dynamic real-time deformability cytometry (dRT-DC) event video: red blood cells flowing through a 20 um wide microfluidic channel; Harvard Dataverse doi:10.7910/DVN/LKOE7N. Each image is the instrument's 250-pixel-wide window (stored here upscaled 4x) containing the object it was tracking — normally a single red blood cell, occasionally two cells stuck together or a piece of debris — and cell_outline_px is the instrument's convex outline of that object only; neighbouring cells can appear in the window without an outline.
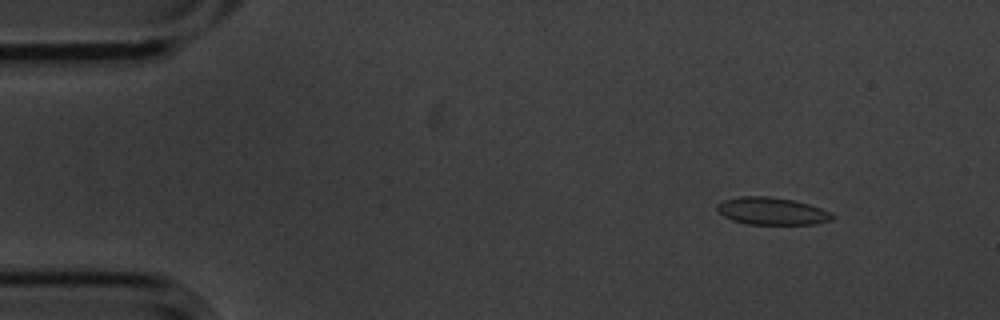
{"species": "common noctule bat (a hibernating species)", "species_latin": "Nyctalus noctula", "temperature_condition": "cold", "stored_images_in_passage": 5, "camera_frame_rate_fps": 3000, "um_per_image_px": 0.085, "animal": {"sex": "male", "body_mass_g": 20.1, "forearm_length_mm": 53.5}, "frame": {"image": 1, "passage_image": 2, "time_ms": 0.333, "image_size_px": [1000, 320], "cell_outline_px": [[836, 216], [832, 220], [816, 224], [748, 224], [732, 220], [724, 216], [716, 208], [716, 204], [724, 200], [740, 196], [768, 196], [792, 200], [808, 204], [832, 212]], "centroid_in_image_um": [65.63, 17.94], "position_along_channel_um": 19.4, "area_um2": 18.38}}
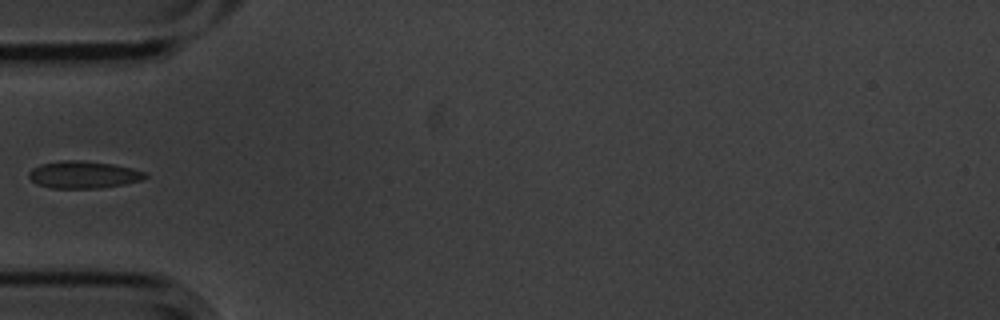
{"frame": {"image": 2, "passage_image": 5, "time_ms": 1.333, "image_size_px": [1000, 320], "cell_outline_px": [[148, 176], [140, 180], [124, 184], [100, 188], [48, 188], [36, 184], [28, 176], [28, 172], [32, 168], [40, 164], [64, 160], [80, 160], [112, 164], [132, 168], [148, 172]], "centroid_in_image_um": [7.08, 14.85], "position_along_channel_um": 77.9, "area_um2": 18.55}}